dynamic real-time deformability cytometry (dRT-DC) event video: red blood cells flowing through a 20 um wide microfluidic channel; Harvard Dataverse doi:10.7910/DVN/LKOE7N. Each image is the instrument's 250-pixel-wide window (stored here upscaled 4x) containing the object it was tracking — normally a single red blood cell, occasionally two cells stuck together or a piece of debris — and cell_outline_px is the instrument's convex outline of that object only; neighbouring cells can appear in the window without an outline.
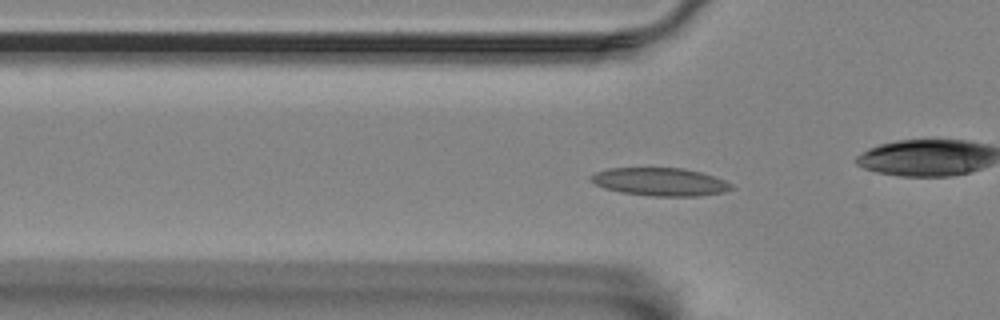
{"species": "Egyptian fruit bat (a non-hibernating species)", "species_latin": "Rousettus aegyptiacus", "temperature_condition": "room temperature", "stored_images_in_passage": 58, "camera_frame_rate_fps": 3000, "um_per_image_px": 0.085, "animal": {"sex": "female"}, "frame": {"image": 1, "passage_image": 18, "time_ms": 5.667, "image_size_px": [1000, 320], "cell_outline_px": [[736, 188], [724, 192], [696, 196], [652, 196], [620, 192], [604, 188], [588, 180], [588, 176], [596, 172], [608, 168], [684, 168], [700, 172], [724, 180], [732, 184]], "centroid_in_image_um": [56.09, 15.45], "position_along_channel_um": 69.7, "area_um2": 23.0}}
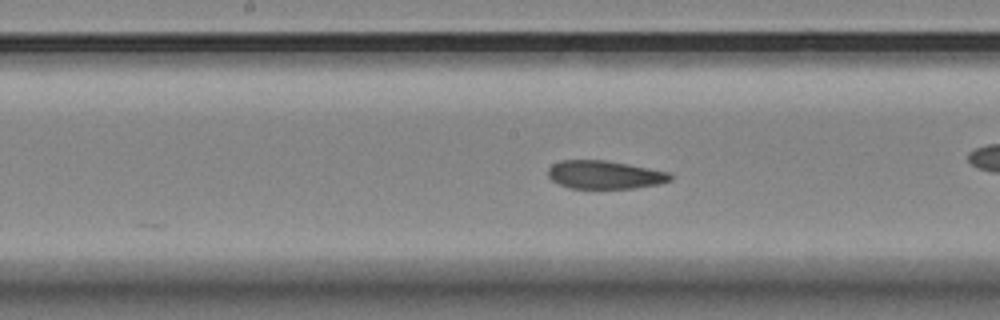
{"frame": {"image": 2, "passage_image": 29, "time_ms": 9.333, "image_size_px": [1000, 320], "cell_outline_px": [[672, 180], [660, 184], [636, 188], [568, 188], [552, 180], [548, 176], [548, 168], [552, 164], [560, 160], [604, 160], [672, 172]], "centroid_in_image_um": [51.42, 14.85], "position_along_channel_um": 196.8, "area_um2": 20.23}}
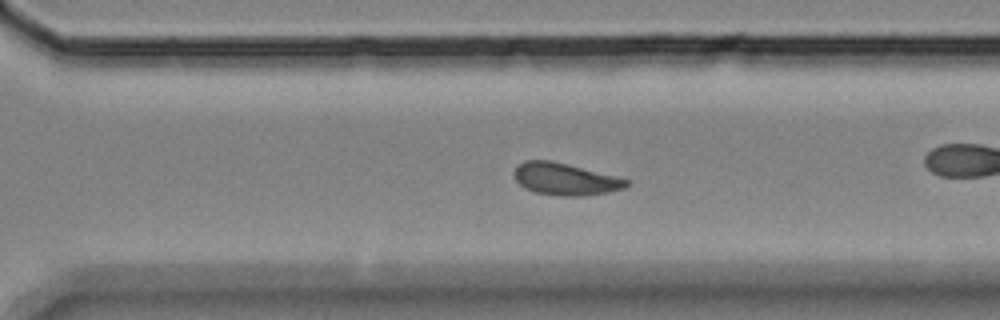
{"frame": {"image": 3, "passage_image": 40, "time_ms": 13.0, "image_size_px": [1000, 320], "cell_outline_px": [[632, 184], [624, 188], [608, 192], [584, 196], [560, 196], [536, 192], [524, 188], [516, 180], [512, 172], [516, 164], [524, 160], [552, 160], [620, 176], [632, 180]], "centroid_in_image_um": [48.09, 15.2], "position_along_channel_um": 322.5, "area_um2": 21.62}, "authors_computed_cell_mechanics": {"area_um2": 21.1548, "velocity_mm_per_s": 3.4397, "shape_relaxation_time_tau1_ms": null, "shape_relaxation_time_tau2_ms": 2.0963, "deformation_change_tau1": null, "deformation_change_tau2": 0.0759}}